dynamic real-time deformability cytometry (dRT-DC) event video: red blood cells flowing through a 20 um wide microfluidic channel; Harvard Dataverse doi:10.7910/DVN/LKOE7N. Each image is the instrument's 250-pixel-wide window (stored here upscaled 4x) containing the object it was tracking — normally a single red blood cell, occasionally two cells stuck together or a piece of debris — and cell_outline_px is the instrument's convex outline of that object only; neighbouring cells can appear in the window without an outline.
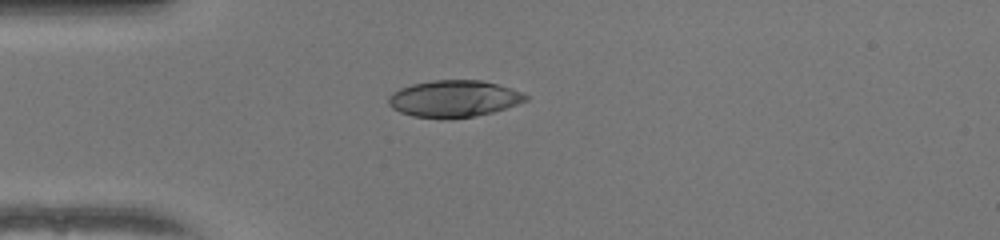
{"species": "human", "species_latin": "Homo sapiens", "temperature_condition": "warm", "stored_images_in_passage": 38, "camera_frame_rate_fps": 3000, "um_per_image_px": 0.085, "donor": {"sex": "female"}, "frame": {"image": 1, "passage_image": 1, "time_ms": 0.0, "image_size_px": [1000, 240], "cell_outline_px": [[528, 100], [492, 112], [476, 116], [440, 120], [412, 116], [400, 112], [392, 108], [388, 104], [388, 96], [392, 92], [400, 88], [412, 84], [432, 80], [480, 80], [512, 88], [528, 96]], "centroid_in_image_um": [38.53, 8.4], "position_along_channel_um": 46.5, "area_um2": 29.59}}
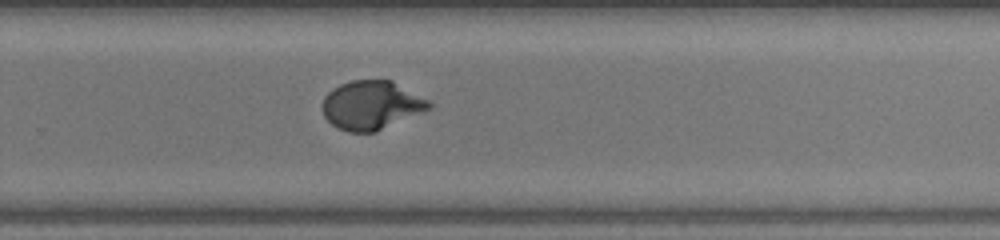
{"frame": {"image": 2, "passage_image": 21, "time_ms": 6.667, "image_size_px": [1000, 240], "cell_outline_px": [[432, 108], [376, 132], [348, 132], [336, 128], [324, 116], [320, 108], [320, 104], [324, 96], [332, 88], [340, 84], [352, 80], [392, 80], [428, 100], [432, 104]], "centroid_in_image_um": [31.52, 8.94], "position_along_channel_um": 298.3, "area_um2": 30.58}}
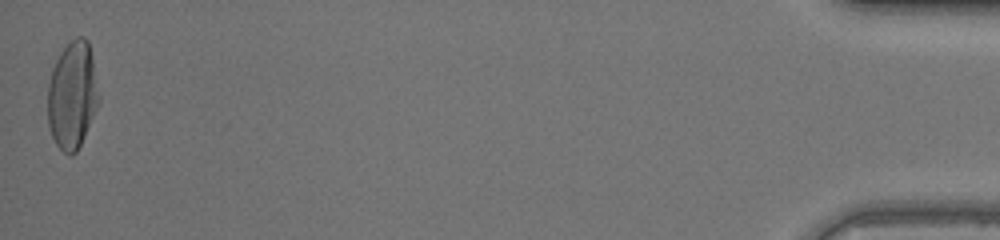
{"frame": {"image": 3, "passage_image": 38, "time_ms": 12.333, "image_size_px": [1000, 240], "cell_outline_px": [[100, 100], [84, 136], [76, 152], [68, 156], [56, 144], [52, 136], [48, 124], [48, 84], [52, 68], [60, 52], [76, 36], [84, 36], [88, 40], [92, 56], [100, 96]], "centroid_in_image_um": [6.15, 8.07], "position_along_channel_um": 429.0, "area_um2": 31.96}, "authors_computed_cell_mechanics": {"area_um2": 30.4606, "velocity_mm_per_s": 4.0638, "shape_relaxation_time_tau1_ms": 3.9041, "shape_relaxation_time_tau2_ms": null, "deformation_change_tau1": 0.2317, "deformation_change_tau2": null}}